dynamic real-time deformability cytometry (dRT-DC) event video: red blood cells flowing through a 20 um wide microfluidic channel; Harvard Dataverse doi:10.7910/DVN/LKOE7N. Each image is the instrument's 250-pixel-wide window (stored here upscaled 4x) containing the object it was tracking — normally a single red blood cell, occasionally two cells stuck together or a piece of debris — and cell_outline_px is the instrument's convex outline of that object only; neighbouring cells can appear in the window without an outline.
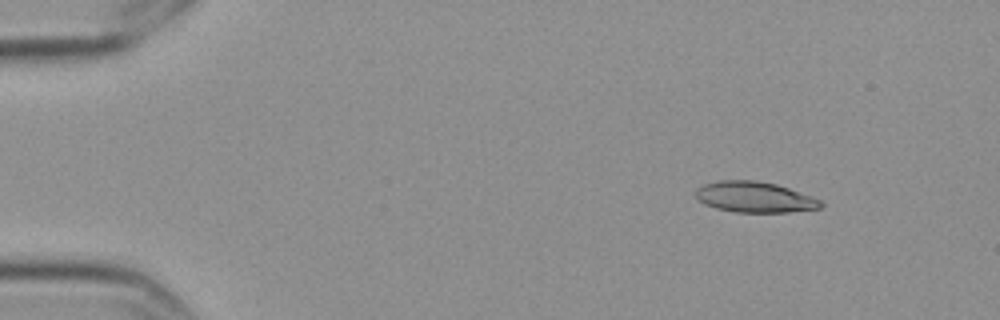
{"species": "Egyptian fruit bat (a non-hibernating species)", "species_latin": "Rousettus aegyptiacus", "temperature_condition": "cold", "stored_images_in_passage": 4, "camera_frame_rate_fps": 3000, "um_per_image_px": 0.085, "frame": {"image": 1, "passage_image": 1, "time_ms": 0.0, "image_size_px": [1000, 320], "cell_outline_px": [[824, 204], [820, 208], [788, 212], [736, 212], [716, 208], [704, 204], [696, 196], [696, 188], [704, 184], [720, 180], [756, 180], [776, 184], [812, 196], [820, 200]], "centroid_in_image_um": [64.14, 16.75], "position_along_channel_um": 20.9, "area_um2": 22.31}}